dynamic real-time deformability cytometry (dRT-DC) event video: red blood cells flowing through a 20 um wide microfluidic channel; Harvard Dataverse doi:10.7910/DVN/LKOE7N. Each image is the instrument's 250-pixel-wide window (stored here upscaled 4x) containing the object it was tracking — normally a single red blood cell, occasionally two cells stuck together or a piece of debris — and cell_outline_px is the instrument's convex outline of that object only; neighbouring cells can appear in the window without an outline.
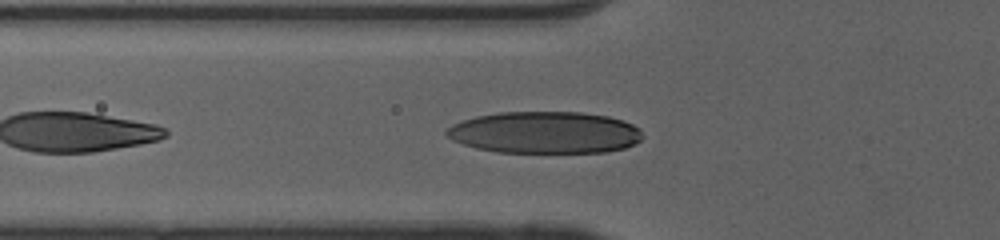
{"species": "human", "species_latin": "Homo sapiens", "temperature_condition": "cold", "stored_images_in_passage": 34, "camera_frame_rate_fps": 3000, "um_per_image_px": 0.085, "donor": {"sex": "female"}, "frame": {"image": 1, "passage_image": 4, "time_ms": 1.0, "image_size_px": [1000, 240], "cell_outline_px": [[644, 136], [636, 144], [624, 148], [604, 152], [496, 152], [476, 148], [452, 140], [444, 132], [452, 124], [476, 116], [500, 112], [580, 112], [608, 116], [624, 120], [640, 128]], "centroid_in_image_um": [46.34, 11.26], "position_along_channel_um": 79.5, "area_um2": 47.97}}
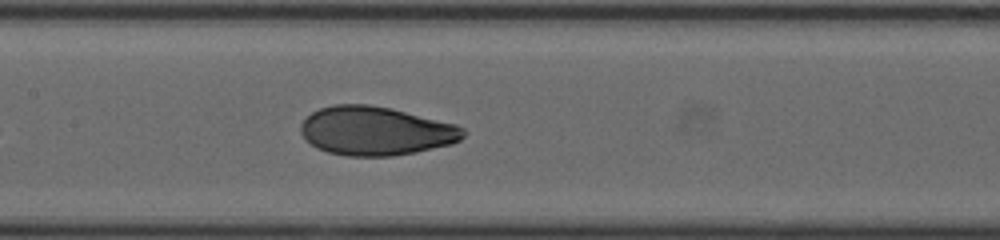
{"frame": {"image": 2, "passage_image": 11, "time_ms": 3.333, "image_size_px": [1000, 240], "cell_outline_px": [[464, 136], [460, 140], [452, 144], [416, 152], [392, 156], [348, 156], [328, 152], [316, 148], [304, 140], [300, 132], [300, 124], [312, 112], [320, 108], [332, 104], [368, 104], [392, 108], [456, 124], [464, 128]], "centroid_in_image_um": [31.91, 11.13], "position_along_channel_um": 175.5, "area_um2": 46.53}}
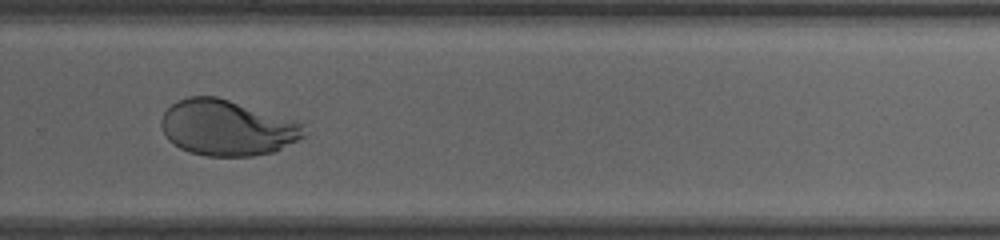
{"frame": {"image": 3, "passage_image": 21, "time_ms": 6.667, "image_size_px": [1000, 240], "cell_outline_px": [[308, 136], [276, 152], [252, 156], [204, 156], [188, 152], [180, 148], [168, 140], [164, 136], [160, 124], [160, 120], [164, 112], [176, 100], [188, 96], [216, 96], [292, 120], [304, 124], [308, 132]], "centroid_in_image_um": [19.3, 10.88], "position_along_channel_um": 310.5, "area_um2": 46.76}, "authors_computed_cell_mechanics": {"area_um2": 46.7024, "velocity_mm_per_s": 4.0652, "shape_relaxation_time_tau1_ms": 3.5715, "shape_relaxation_time_tau2_ms": null, "deformation_change_tau1": 0.1953, "deformation_change_tau2": null}}